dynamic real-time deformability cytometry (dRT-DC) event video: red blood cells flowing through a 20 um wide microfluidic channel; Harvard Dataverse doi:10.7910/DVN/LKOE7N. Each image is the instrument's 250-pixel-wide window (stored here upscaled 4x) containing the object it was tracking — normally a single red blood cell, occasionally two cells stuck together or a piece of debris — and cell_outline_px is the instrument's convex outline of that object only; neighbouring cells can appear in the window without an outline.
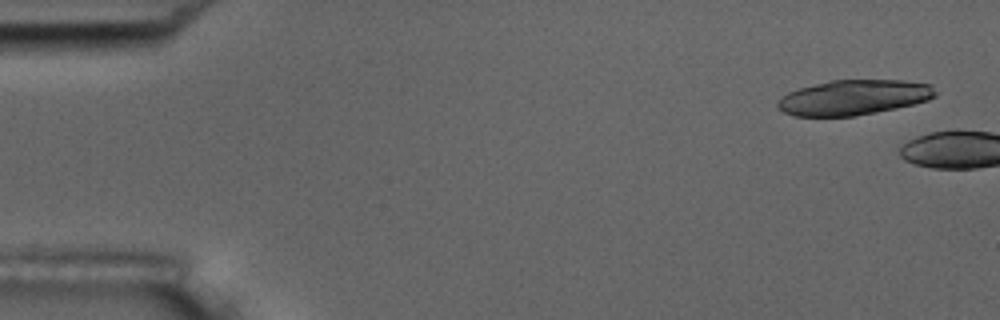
{"species": "common noctule bat (a hibernating species)", "species_latin": "Nyctalus noctula", "temperature_condition": "room temperature", "stored_images_in_passage": 2, "camera_frame_rate_fps": 3000, "um_per_image_px": 0.085, "animal": {"sex": "male", "body_mass_g": 17.5, "forearm_length_mm": 52.3}, "frame": {"image": 1, "passage_image": 1, "time_ms": 0.0, "image_size_px": [1000, 320], "cell_outline_px": [[936, 96], [928, 100], [896, 108], [856, 116], [796, 116], [784, 112], [776, 108], [776, 100], [788, 92], [800, 88], [832, 80], [904, 80], [932, 84], [936, 92]], "centroid_in_image_um": [72.56, 8.28], "position_along_channel_um": 12.4, "area_um2": 32.31}}